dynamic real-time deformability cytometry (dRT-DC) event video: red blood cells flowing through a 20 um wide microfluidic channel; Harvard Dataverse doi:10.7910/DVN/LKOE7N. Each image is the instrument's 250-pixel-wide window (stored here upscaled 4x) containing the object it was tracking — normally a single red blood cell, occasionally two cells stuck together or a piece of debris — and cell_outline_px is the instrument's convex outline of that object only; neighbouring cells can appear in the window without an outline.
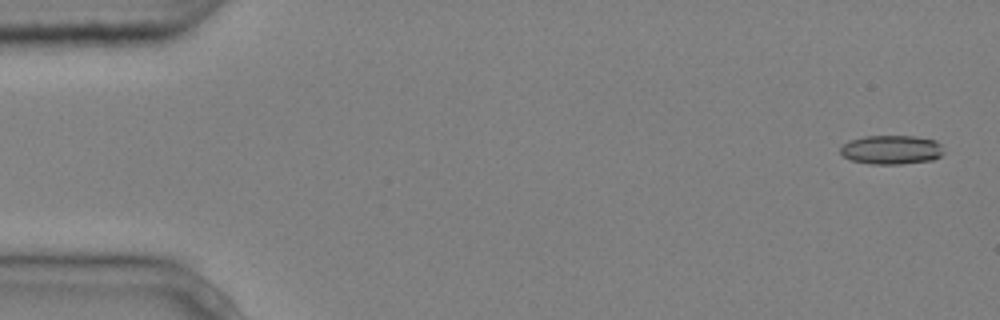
{"species": "common noctule bat (a hibernating species)", "species_latin": "Nyctalus noctula", "temperature_condition": "cold", "stored_images_in_passage": 5, "camera_frame_rate_fps": 3000, "um_per_image_px": 0.085, "animal": {"sex": "male", "body_mass_g": 20.4}, "frame": {"image": 1, "passage_image": 1, "time_ms": 0.0, "image_size_px": [1000, 320], "cell_outline_px": [[944, 152], [940, 156], [932, 160], [900, 164], [872, 164], [852, 160], [844, 156], [840, 152], [840, 148], [848, 140], [864, 136], [912, 136], [936, 140], [940, 144]], "centroid_in_image_um": [75.77, 12.72], "position_along_channel_um": 9.2, "area_um2": 17.46}}
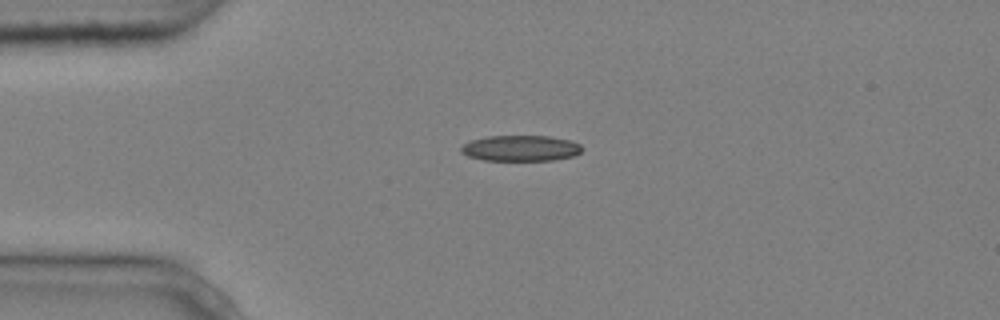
{"frame": {"image": 2, "passage_image": 4, "time_ms": 1.0, "image_size_px": [1000, 320], "cell_outline_px": [[584, 148], [580, 152], [572, 156], [552, 160], [484, 160], [468, 156], [460, 152], [460, 148], [464, 144], [472, 140], [484, 136], [552, 136], [572, 140], [580, 144]], "centroid_in_image_um": [44.27, 12.59], "position_along_channel_um": 40.7, "area_um2": 18.26}}